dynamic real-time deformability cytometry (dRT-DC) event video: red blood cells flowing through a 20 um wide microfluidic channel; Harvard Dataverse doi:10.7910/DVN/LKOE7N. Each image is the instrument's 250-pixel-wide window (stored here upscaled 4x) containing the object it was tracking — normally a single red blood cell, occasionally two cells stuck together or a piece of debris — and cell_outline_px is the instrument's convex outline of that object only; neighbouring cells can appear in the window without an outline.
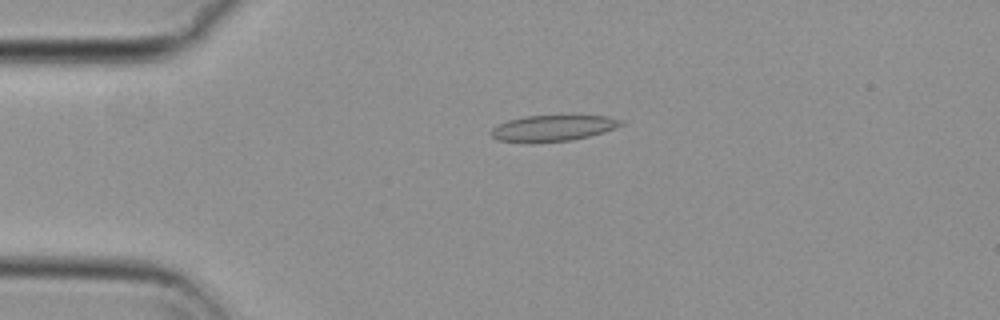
{"species": "common noctule bat (a hibernating species)", "species_latin": "Nyctalus noctula", "temperature_condition": "cold", "stored_images_in_passage": 56, "camera_frame_rate_fps": 3000, "um_per_image_px": 0.085, "animal": {"sex": "female", "body_mass_g": 29.2, "forearm_length_mm": 56.3}, "frame": {"image": 1, "passage_image": 13, "time_ms": 4.0, "image_size_px": [1000, 320], "cell_outline_px": [[624, 124], [616, 128], [604, 132], [572, 140], [532, 144], [528, 144], [496, 140], [492, 136], [492, 128], [508, 120], [524, 116], [604, 116], [624, 120]], "centroid_in_image_um": [46.98, 10.92], "position_along_channel_um": 38.0, "area_um2": 19.94}}
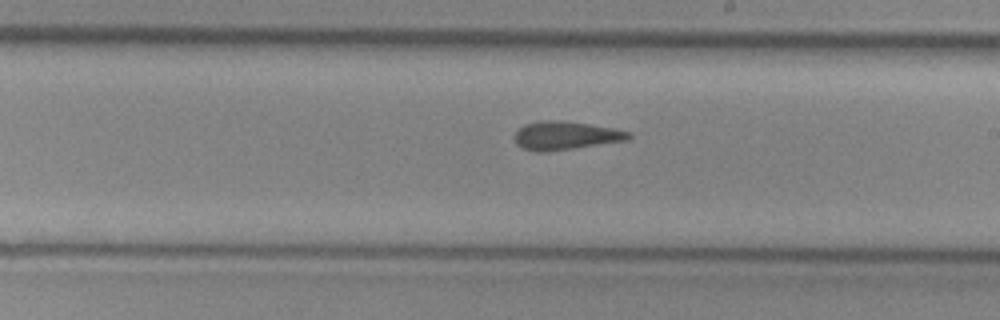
{"frame": {"image": 2, "passage_image": 32, "time_ms": 10.333, "image_size_px": [1000, 320], "cell_outline_px": [[632, 136], [628, 140], [548, 152], [536, 152], [524, 148], [516, 144], [512, 136], [524, 124], [540, 120], [560, 120], [588, 124], [612, 128], [628, 132]], "centroid_in_image_um": [48.02, 11.53], "position_along_channel_um": 241.0, "area_um2": 18.9}}
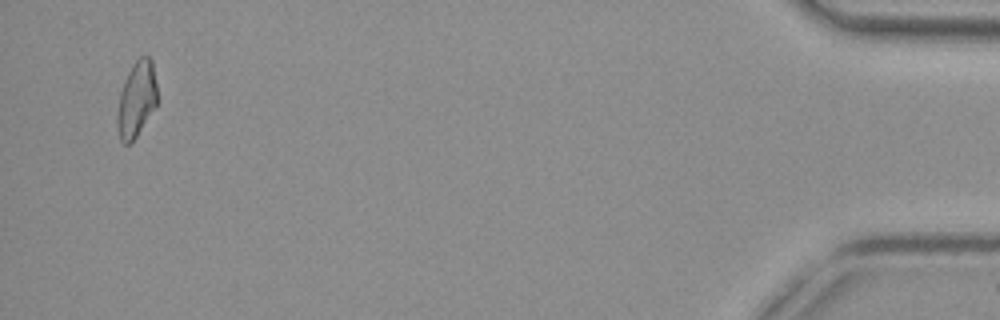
{"frame": {"image": 3, "passage_image": 54, "time_ms": 17.667, "image_size_px": [1000, 320], "cell_outline_px": [[156, 104], [132, 144], [124, 144], [120, 140], [116, 124], [116, 116], [120, 92], [124, 80], [132, 64], [140, 56], [148, 56], [152, 60], [156, 84]], "centroid_in_image_um": [11.57, 8.46], "position_along_channel_um": 423.6, "area_um2": 17.63}, "authors_computed_cell_mechanics": {"area_um2": 18.9584, "velocity_mm_per_s": 3.7092, "shape_relaxation_time_tau1_ms": null, "shape_relaxation_time_tau2_ms": 3.8328, "deformation_change_tau1": null, "deformation_change_tau2": 0.1346}}